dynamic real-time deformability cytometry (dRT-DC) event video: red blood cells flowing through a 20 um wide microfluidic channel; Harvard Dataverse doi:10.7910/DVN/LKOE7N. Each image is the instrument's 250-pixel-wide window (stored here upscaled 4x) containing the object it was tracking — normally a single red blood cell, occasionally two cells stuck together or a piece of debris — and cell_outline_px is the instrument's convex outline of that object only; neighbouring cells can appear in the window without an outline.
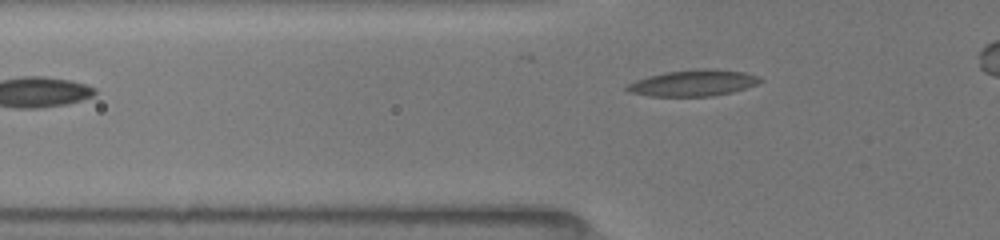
{"species": "common noctule bat (a hibernating species)", "species_latin": "Nyctalus noctula", "temperature_condition": "room temperature", "stored_images_in_passage": 4, "camera_frame_rate_fps": 3000, "um_per_image_px": 0.085, "animal": {"sex": "female", "body_mass_g": 19.5, "forearm_length_mm": 54.1}, "frame": {"image": 1, "passage_image": 4, "time_ms": 2.667, "image_size_px": [1000, 240], "cell_outline_px": [[764, 80], [756, 84], [732, 92], [712, 96], [648, 96], [628, 92], [624, 88], [628, 84], [636, 80], [648, 76], [664, 72], [700, 68], [704, 68], [744, 72], [760, 76]], "centroid_in_image_um": [58.91, 7.05], "position_along_channel_um": 66.9, "area_um2": 20.4}}